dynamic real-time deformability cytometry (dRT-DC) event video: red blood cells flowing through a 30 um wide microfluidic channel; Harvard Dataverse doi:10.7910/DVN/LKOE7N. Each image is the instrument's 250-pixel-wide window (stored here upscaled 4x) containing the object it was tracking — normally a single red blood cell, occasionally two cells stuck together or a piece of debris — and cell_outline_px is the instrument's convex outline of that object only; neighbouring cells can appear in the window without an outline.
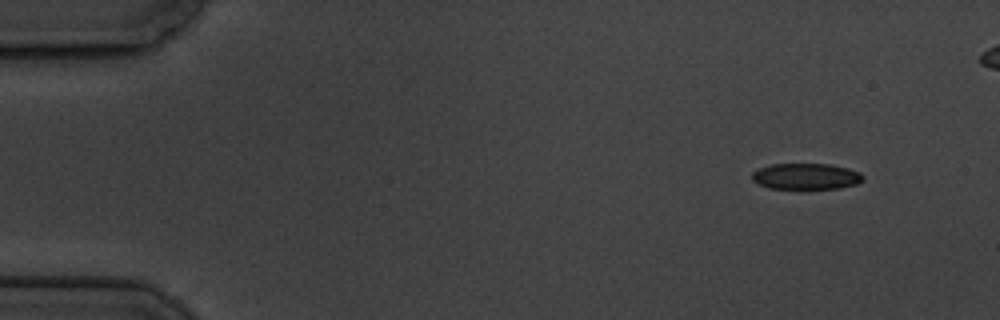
{"species": "common noctule bat (a hibernating species)", "species_latin": "Nyctalus noctula", "temperature_condition": "cold", "stored_images_in_passage": 10, "camera_frame_rate_fps": 3000, "um_per_image_px": 0.085, "animal": {"sex": "male", "body_mass_g": 19.5, "forearm_length_mm": 54.6}, "frame": {"image": 1, "passage_image": 1, "time_ms": 0.0, "image_size_px": [1000, 320], "cell_outline_px": [[864, 180], [856, 184], [840, 188], [768, 188], [752, 180], [752, 172], [760, 168], [772, 164], [832, 164], [848, 168], [860, 172], [864, 176]], "centroid_in_image_um": [68.54, 14.98], "position_along_channel_um": 16.5, "area_um2": 16.82}}
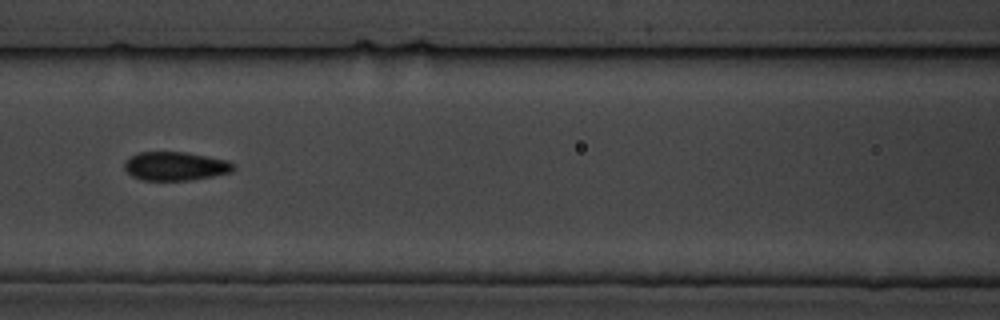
{"frame": {"image": 2, "passage_image": 7, "time_ms": 7.0, "image_size_px": [1000, 320], "cell_outline_px": [[236, 168], [232, 172], [192, 180], [144, 180], [132, 176], [124, 168], [124, 160], [140, 152], [188, 152], [228, 160], [236, 164]], "centroid_in_image_um": [14.95, 14.12], "position_along_channel_um": 151.6, "area_um2": 18.38}}
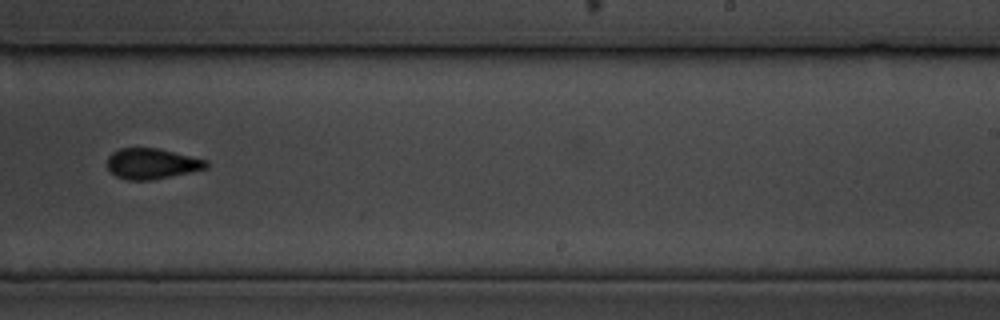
{"frame": {"image": 3, "passage_image": 10, "time_ms": 10.667, "image_size_px": [1000, 320], "cell_outline_px": [[208, 168], [152, 180], [128, 180], [116, 176], [108, 168], [108, 156], [112, 152], [120, 148], [160, 148], [208, 160]], "centroid_in_image_um": [12.92, 13.9], "position_along_channel_um": 276.1, "area_um2": 17.69}}